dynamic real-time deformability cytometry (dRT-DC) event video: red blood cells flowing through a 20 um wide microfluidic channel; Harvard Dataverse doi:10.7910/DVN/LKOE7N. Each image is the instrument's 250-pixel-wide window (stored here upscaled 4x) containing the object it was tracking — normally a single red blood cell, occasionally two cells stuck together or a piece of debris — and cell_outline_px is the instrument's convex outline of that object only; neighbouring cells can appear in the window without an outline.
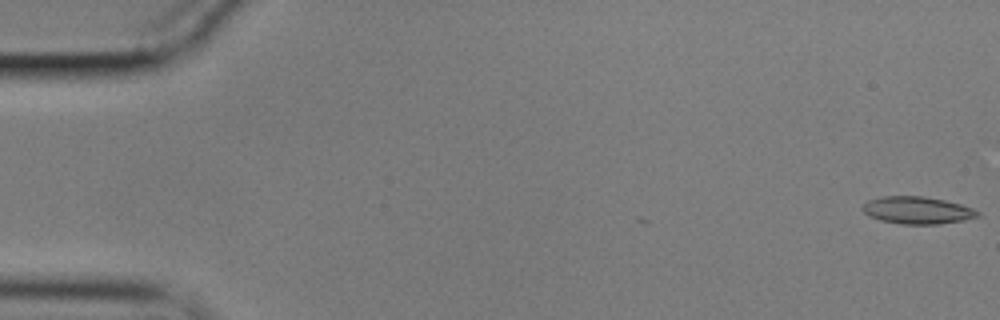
{"species": "common noctule bat (a hibernating species)", "species_latin": "Nyctalus noctula", "temperature_condition": "cold", "stored_images_in_passage": 6, "camera_frame_rate_fps": 3000, "um_per_image_px": 0.085, "animal": {"sex": "male", "body_mass_g": 17.9}, "frame": {"image": 1, "passage_image": 1, "time_ms": 0.0, "image_size_px": [1000, 320], "cell_outline_px": [[980, 216], [964, 220], [940, 224], [900, 224], [880, 220], [868, 216], [860, 208], [868, 200], [880, 196], [924, 196], [944, 200], [960, 204], [972, 208], [980, 212]], "centroid_in_image_um": [77.95, 17.87], "position_along_channel_um": 7.1, "area_um2": 18.44}}